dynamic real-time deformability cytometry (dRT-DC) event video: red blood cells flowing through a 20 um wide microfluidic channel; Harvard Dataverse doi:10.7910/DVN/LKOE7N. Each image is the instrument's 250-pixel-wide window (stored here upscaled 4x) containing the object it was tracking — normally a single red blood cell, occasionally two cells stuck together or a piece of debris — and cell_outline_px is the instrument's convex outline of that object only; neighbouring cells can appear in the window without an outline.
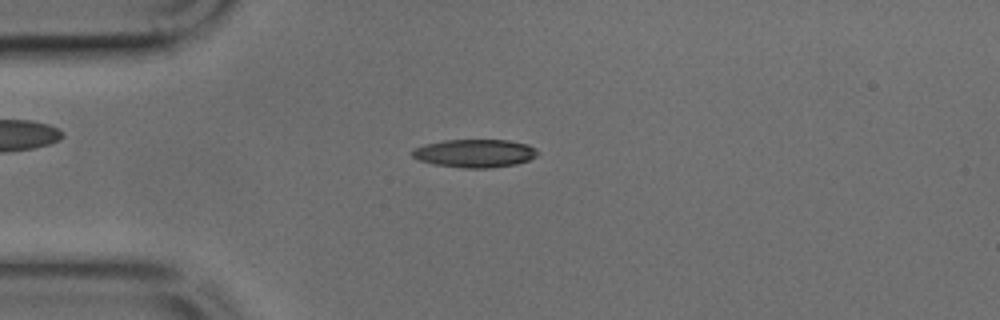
{"species": "common noctule bat (a hibernating species)", "species_latin": "Nyctalus noctula", "temperature_condition": "cold", "stored_images_in_passage": 48, "camera_frame_rate_fps": 3000, "um_per_image_px": 0.085, "animal": {"sex": "male", "body_mass_g": 17.9, "forearm_length_mm": 54.2}, "frame": {"image": 1, "passage_image": 12, "time_ms": 3.667, "image_size_px": [1000, 320], "cell_outline_px": [[540, 152], [536, 156], [528, 160], [516, 164], [492, 168], [464, 168], [432, 164], [420, 160], [412, 156], [412, 148], [424, 144], [444, 140], [508, 140], [528, 144], [536, 148]], "centroid_in_image_um": [40.36, 13.03], "position_along_channel_um": 44.6, "area_um2": 20.75}}
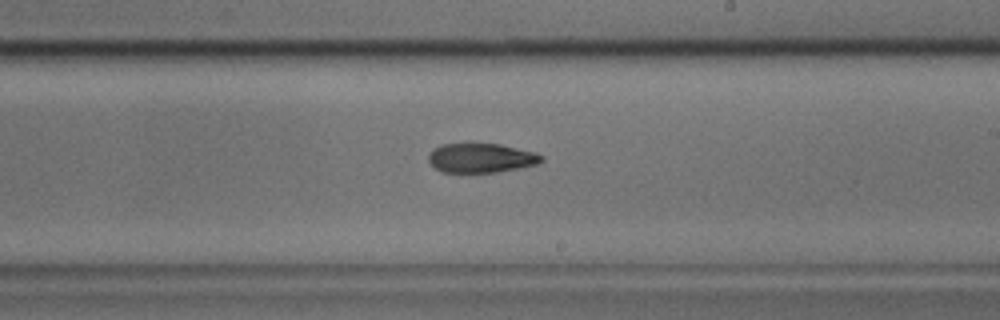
{"frame": {"image": 2, "passage_image": 28, "time_ms": 9.0, "image_size_px": [1000, 320], "cell_outline_px": [[544, 160], [540, 164], [520, 168], [496, 172], [440, 172], [428, 160], [428, 156], [432, 148], [440, 144], [500, 144], [536, 152], [544, 156]], "centroid_in_image_um": [40.93, 13.43], "position_along_channel_um": 248.1, "area_um2": 19.48}}
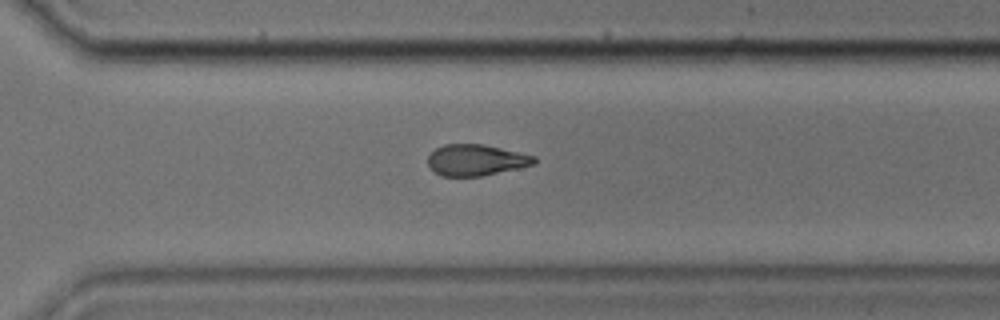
{"frame": {"image": 3, "passage_image": 34, "time_ms": 11.0, "image_size_px": [1000, 320], "cell_outline_px": [[536, 164], [480, 176], [444, 176], [436, 172], [428, 164], [428, 156], [436, 148], [444, 144], [484, 144], [536, 156]], "centroid_in_image_um": [40.47, 13.59], "position_along_channel_um": 330.1, "area_um2": 19.13}}